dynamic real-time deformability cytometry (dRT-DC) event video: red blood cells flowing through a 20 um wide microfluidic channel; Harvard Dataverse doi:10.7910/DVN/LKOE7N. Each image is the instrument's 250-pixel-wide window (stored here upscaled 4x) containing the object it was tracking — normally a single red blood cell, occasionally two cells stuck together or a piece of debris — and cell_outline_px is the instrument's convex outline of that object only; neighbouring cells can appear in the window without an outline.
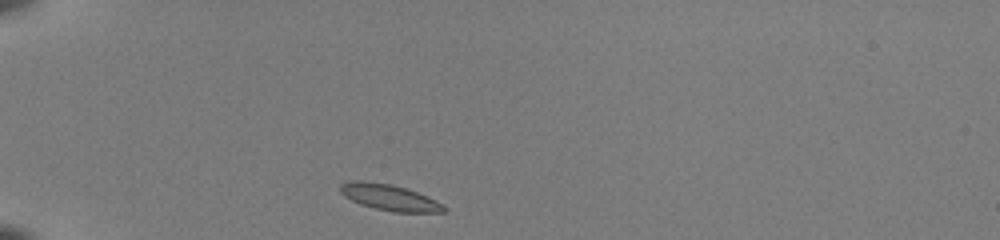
{"species": "common noctule bat (a hibernating species)", "species_latin": "Nyctalus noctula", "temperature_condition": "room temperature", "stored_images_in_passage": 37, "camera_frame_rate_fps": 3000, "um_per_image_px": 0.085, "animal": {"sex": "female", "body_mass_g": 22.0, "forearm_length_mm": 56.7}, "frame": {"image": 1, "passage_image": 1, "time_ms": 0.0, "image_size_px": [1000, 240], "cell_outline_px": [[448, 208], [444, 212], [392, 212], [360, 204], [344, 196], [340, 192], [340, 184], [348, 180], [364, 180], [392, 184], [416, 192], [444, 204]], "centroid_in_image_um": [33.08, 16.77], "position_along_channel_um": 51.9, "area_um2": 15.78}}
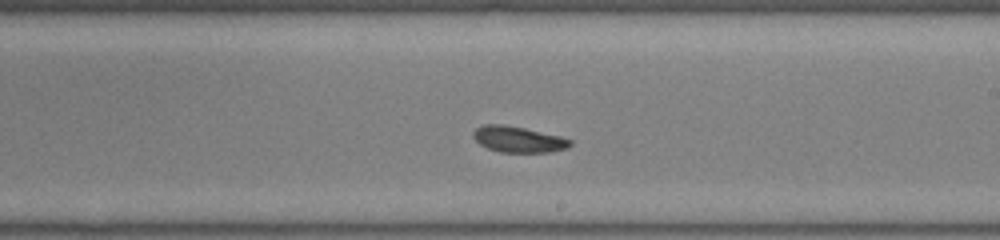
{"frame": {"image": 2, "passage_image": 18, "time_ms": 5.667, "image_size_px": [1000, 240], "cell_outline_px": [[572, 144], [568, 148], [552, 152], [500, 152], [488, 148], [480, 144], [472, 136], [472, 132], [476, 128], [484, 124], [504, 124], [524, 128], [560, 136], [572, 140]], "centroid_in_image_um": [44.06, 11.84], "position_along_channel_um": 244.9, "area_um2": 14.74}}
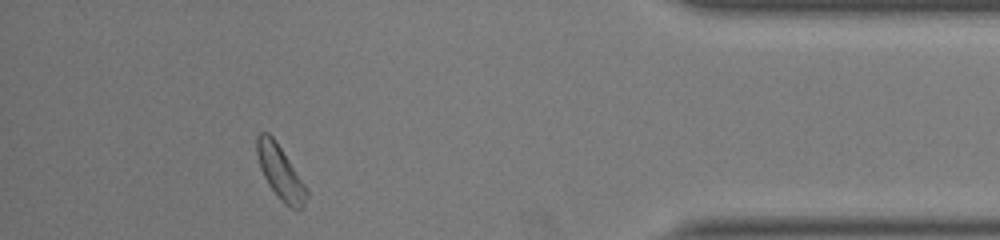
{"frame": {"image": 3, "passage_image": 33, "time_ms": 10.667, "image_size_px": [1000, 240], "cell_outline_px": [[308, 196], [304, 208], [288, 208], [276, 196], [268, 184], [260, 168], [256, 152], [256, 136], [260, 132], [268, 132], [276, 140], [308, 188]], "centroid_in_image_um": [23.84, 14.65], "position_along_channel_um": 411.4, "area_um2": 15.9}, "authors_computed_cell_mechanics": {"area_um2": 15.0858, "velocity_mm_per_s": 3.9779, "shape_relaxation_time_tau1_ms": 5.7289, "shape_relaxation_time_tau2_ms": 1.3218, "deformation_change_tau1": 0.1668, "deformation_change_tau2": 0.0698}}